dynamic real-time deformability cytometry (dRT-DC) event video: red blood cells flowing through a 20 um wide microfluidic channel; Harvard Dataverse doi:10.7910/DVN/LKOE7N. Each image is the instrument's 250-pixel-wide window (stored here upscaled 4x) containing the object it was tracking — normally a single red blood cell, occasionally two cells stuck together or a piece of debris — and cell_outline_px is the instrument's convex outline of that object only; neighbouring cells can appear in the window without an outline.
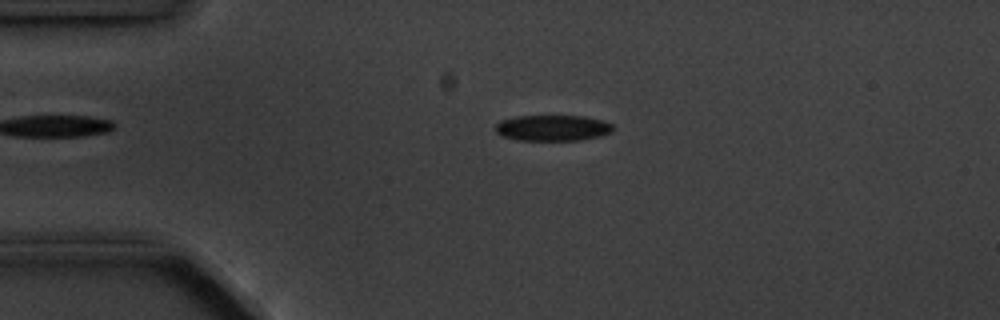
{"species": "common noctule bat (a hibernating species)", "species_latin": "Nyctalus noctula", "temperature_condition": "cold", "stored_images_in_passage": 6, "camera_frame_rate_fps": 3000, "um_per_image_px": 0.085, "animal": {"sex": "male", "body_mass_g": 20.1, "forearm_length_mm": 53.5}, "frame": {"image": 1, "passage_image": 4, "time_ms": 3.333, "image_size_px": [1000, 320], "cell_outline_px": [[612, 132], [600, 136], [580, 140], [516, 140], [500, 136], [496, 132], [496, 124], [500, 120], [516, 116], [584, 116], [600, 120], [612, 124]], "centroid_in_image_um": [46.93, 10.88], "position_along_channel_um": 38.1, "area_um2": 17.74}}